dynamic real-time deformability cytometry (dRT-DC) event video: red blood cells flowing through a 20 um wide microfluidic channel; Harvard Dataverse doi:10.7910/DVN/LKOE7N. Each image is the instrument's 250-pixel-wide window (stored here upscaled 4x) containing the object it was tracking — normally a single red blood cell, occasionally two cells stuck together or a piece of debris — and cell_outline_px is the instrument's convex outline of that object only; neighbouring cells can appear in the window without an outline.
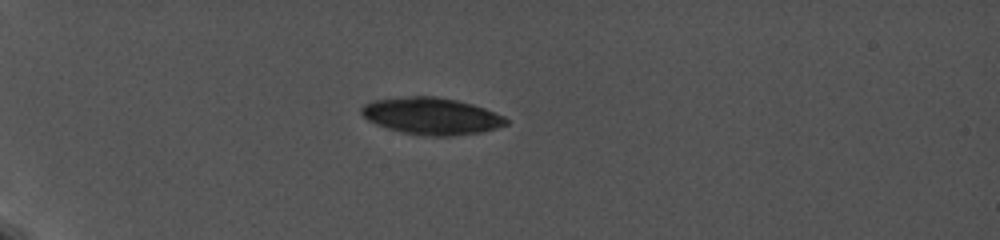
{"species": "common noctule bat (a hibernating species)", "species_latin": "Nyctalus noctula", "temperature_condition": "cold", "stored_images_in_passage": 17, "camera_frame_rate_fps": 5000, "um_per_image_px": 0.085, "animal": {"sex": "female", "body_mass_g": 19.0, "forearm_length_mm": 56.7}, "frame": {"image": 1, "passage_image": 15, "time_ms": 6.6, "image_size_px": [1000, 240], "cell_outline_px": [[508, 124], [496, 128], [480, 132], [452, 136], [428, 136], [400, 132], [376, 124], [368, 120], [360, 112], [360, 108], [364, 104], [372, 100], [412, 96], [436, 96], [456, 100], [472, 104], [484, 108], [504, 116], [508, 120]], "centroid_in_image_um": [36.66, 9.86], "position_along_channel_um": 48.3, "area_um2": 31.04}}